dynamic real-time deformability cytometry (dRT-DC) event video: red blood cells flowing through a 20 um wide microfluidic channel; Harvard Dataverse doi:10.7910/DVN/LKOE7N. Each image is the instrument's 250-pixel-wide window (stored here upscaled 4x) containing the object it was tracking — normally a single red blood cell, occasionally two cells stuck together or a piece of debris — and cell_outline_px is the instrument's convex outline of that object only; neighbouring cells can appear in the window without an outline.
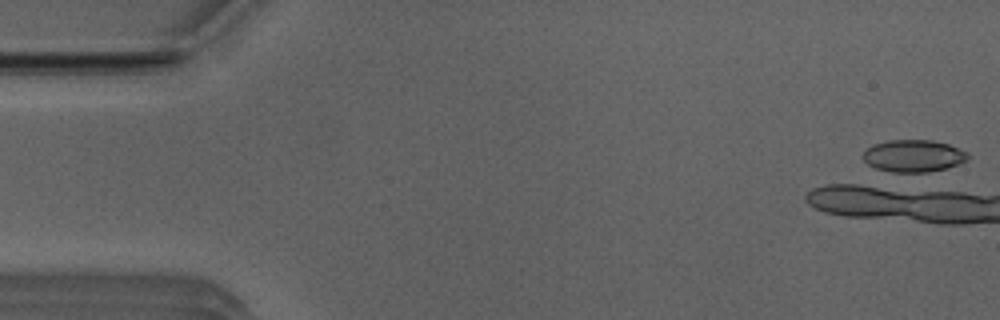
{"species": "Egyptian fruit bat (a non-hibernating species)", "species_latin": "Rousettus aegyptiacus", "temperature_condition": "room temperature", "stored_images_in_passage": 2, "camera_frame_rate_fps": 3000, "um_per_image_px": 0.085, "animal": {"sex": "male"}, "frame": {"image": 1, "passage_image": 1, "time_ms": 0.0, "image_size_px": [1000, 320], "cell_outline_px": [[968, 160], [960, 164], [948, 168], [928, 172], [892, 172], [876, 168], [868, 164], [860, 156], [872, 144], [888, 140], [932, 140], [948, 144], [968, 152]], "centroid_in_image_um": [77.65, 13.25], "position_along_channel_um": 7.3, "area_um2": 19.83}}